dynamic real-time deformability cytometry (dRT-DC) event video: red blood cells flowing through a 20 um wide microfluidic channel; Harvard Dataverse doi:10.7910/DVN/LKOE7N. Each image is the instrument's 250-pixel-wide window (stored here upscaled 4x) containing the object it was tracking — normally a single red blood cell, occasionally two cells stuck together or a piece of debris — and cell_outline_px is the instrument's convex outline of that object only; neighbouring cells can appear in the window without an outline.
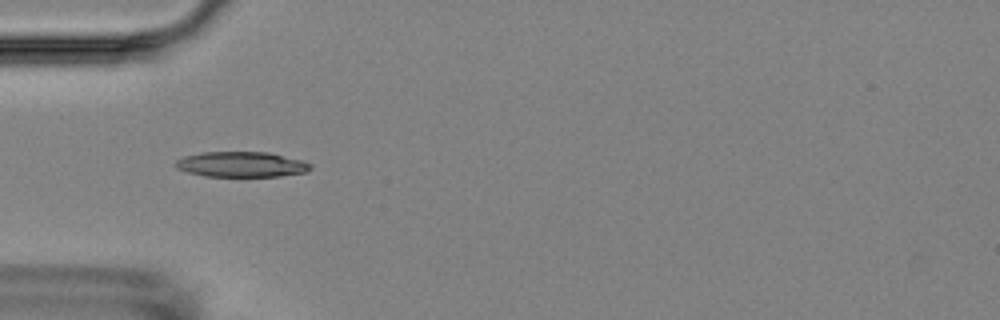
{"species": "Egyptian fruit bat (a non-hibernating species)", "species_latin": "Rousettus aegyptiacus", "temperature_condition": "room temperature", "stored_images_in_passage": 5, "camera_frame_rate_fps": 3000, "um_per_image_px": 0.085, "animal": {"sex": "female"}, "frame": {"image": 1, "passage_image": 4, "time_ms": 3.333, "image_size_px": [1000, 320], "cell_outline_px": [[312, 168], [308, 172], [280, 176], [204, 176], [188, 172], [176, 168], [176, 160], [184, 156], [204, 152], [268, 152], [300, 160], [312, 164]], "centroid_in_image_um": [20.54, 13.97], "position_along_channel_um": 64.5, "area_um2": 19.83}}
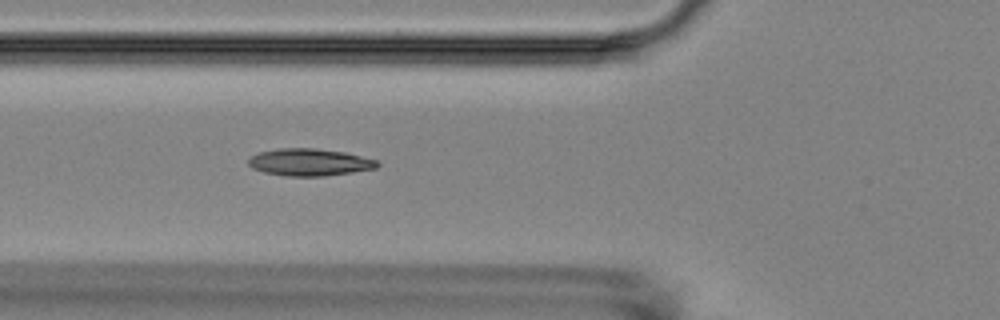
{"frame": {"image": 2, "passage_image": 5, "time_ms": 4.333, "image_size_px": [1000, 320], "cell_outline_px": [[380, 164], [376, 168], [352, 172], [324, 176], [284, 176], [264, 172], [252, 168], [248, 164], [248, 160], [252, 156], [260, 152], [280, 148], [316, 148], [344, 152], [376, 160]], "centroid_in_image_um": [26.29, 13.79], "position_along_channel_um": 99.5, "area_um2": 20.29}}